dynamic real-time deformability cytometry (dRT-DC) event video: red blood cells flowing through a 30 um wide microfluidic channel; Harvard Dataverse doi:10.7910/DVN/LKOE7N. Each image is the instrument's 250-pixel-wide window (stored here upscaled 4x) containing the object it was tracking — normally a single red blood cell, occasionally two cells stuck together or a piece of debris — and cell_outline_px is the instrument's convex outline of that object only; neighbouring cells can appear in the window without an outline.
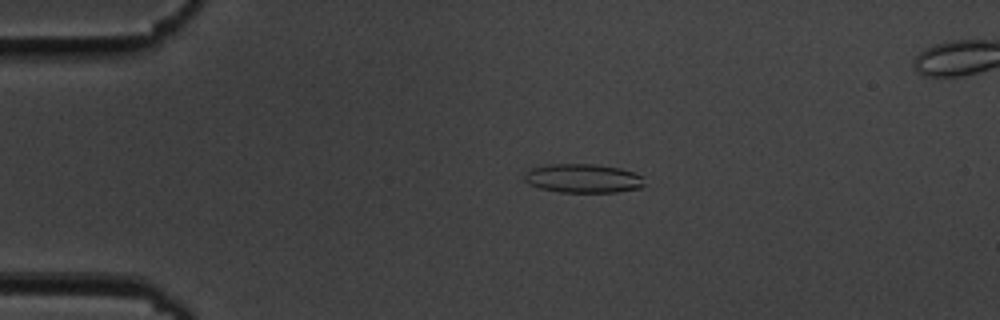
{"species": "common noctule bat (a hibernating species)", "species_latin": "Nyctalus noctula", "temperature_condition": "cold", "stored_images_in_passage": 50, "camera_frame_rate_fps": 3000, "um_per_image_px": 0.085, "animal": {"sex": "male", "body_mass_g": 19.5, "forearm_length_mm": 54.6}, "frame": {"image": 1, "passage_image": 6, "time_ms": 1.667, "image_size_px": [1000, 320], "cell_outline_px": [[644, 184], [640, 188], [616, 192], [560, 192], [540, 188], [528, 184], [524, 180], [524, 172], [532, 168], [548, 164], [596, 164], [620, 168], [644, 176]], "centroid_in_image_um": [49.55, 15.16], "position_along_channel_um": 35.4, "area_um2": 20.35}}
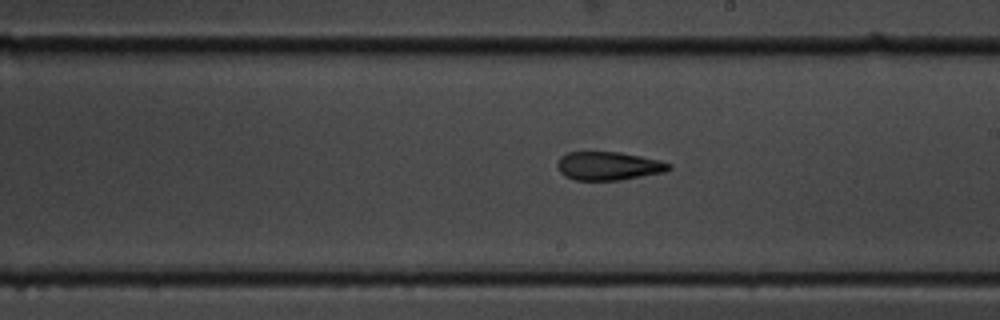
{"frame": {"image": 2, "passage_image": 26, "time_ms": 8.333, "image_size_px": [1000, 320], "cell_outline_px": [[672, 168], [664, 172], [620, 180], [576, 180], [564, 176], [560, 172], [556, 164], [560, 156], [568, 152], [620, 152], [660, 160], [672, 164]], "centroid_in_image_um": [51.71, 14.1], "position_along_channel_um": 237.3, "area_um2": 18.55}}
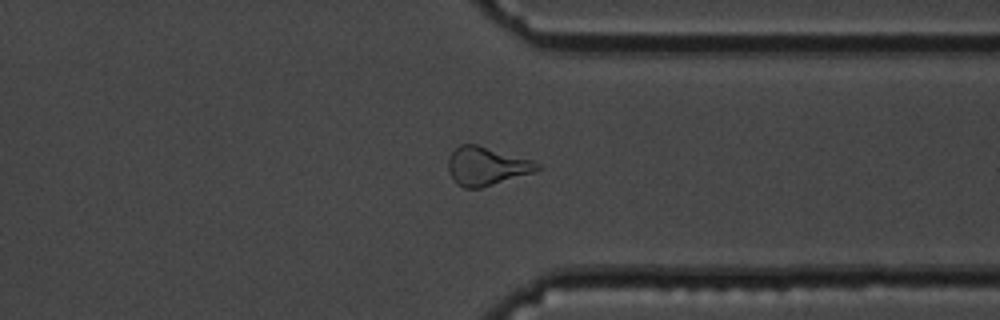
{"frame": {"image": 3, "passage_image": 37, "time_ms": 12.0, "image_size_px": [1000, 320], "cell_outline_px": [[540, 168], [536, 172], [480, 188], [464, 188], [456, 184], [448, 168], [448, 160], [452, 152], [460, 144], [476, 144], [532, 160], [540, 164]], "centroid_in_image_um": [41.36, 14.13], "position_along_channel_um": 370.0, "area_um2": 19.83}}